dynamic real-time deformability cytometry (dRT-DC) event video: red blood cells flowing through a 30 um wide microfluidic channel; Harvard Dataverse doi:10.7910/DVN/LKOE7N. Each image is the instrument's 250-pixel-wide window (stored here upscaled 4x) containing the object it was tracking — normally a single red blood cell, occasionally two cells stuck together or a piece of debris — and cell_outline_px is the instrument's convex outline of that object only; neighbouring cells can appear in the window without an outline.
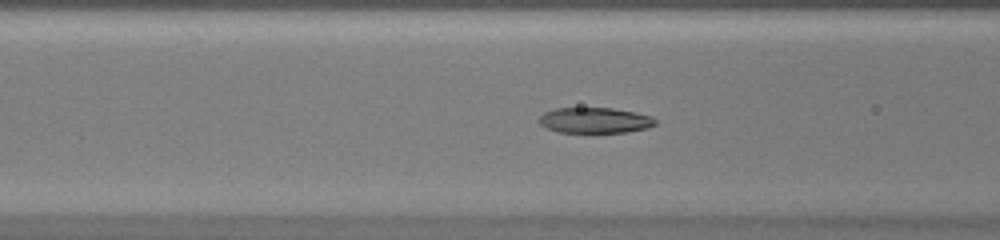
{"species": "common noctule bat (a hibernating species)", "species_latin": "Nyctalus noctula", "temperature_condition": "warm", "stored_images_in_passage": 48, "camera_frame_rate_fps": 3000, "um_per_image_px": 0.085, "animal": {"sex": "female", "body_mass_g": 20.0, "forearm_length_mm": 54.0}, "frame": {"image": 1, "passage_image": 20, "time_ms": 6.333, "image_size_px": [1000, 240], "cell_outline_px": [[656, 124], [648, 128], [628, 132], [596, 136], [560, 132], [548, 128], [540, 124], [536, 120], [544, 112], [556, 108], [612, 108], [636, 112], [652, 116], [656, 120]], "centroid_in_image_um": [50.57, 10.28], "position_along_channel_um": 116.0, "area_um2": 18.38}}
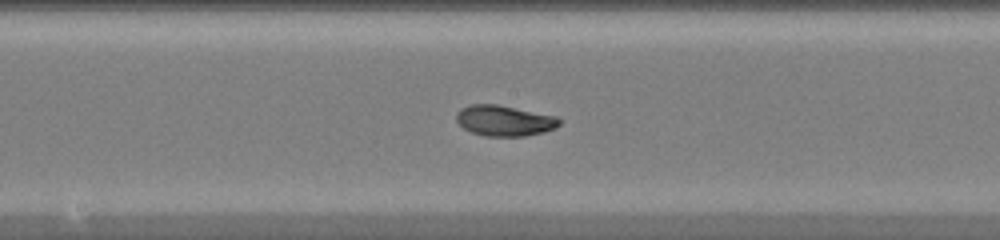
{"frame": {"image": 2, "passage_image": 26, "time_ms": 8.333, "image_size_px": [1000, 240], "cell_outline_px": [[560, 124], [556, 128], [544, 132], [524, 136], [484, 136], [472, 132], [464, 128], [456, 120], [456, 112], [460, 108], [472, 104], [496, 104], [556, 116], [560, 120]], "centroid_in_image_um": [42.86, 10.25], "position_along_channel_um": 205.3, "area_um2": 18.38}}
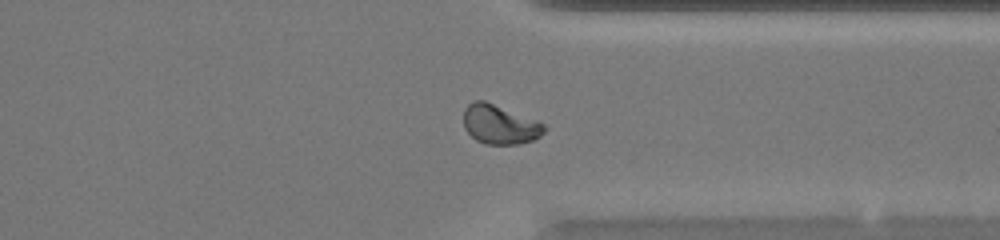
{"frame": {"image": 3, "passage_image": 37, "time_ms": 12.0, "image_size_px": [1000, 240], "cell_outline_px": [[548, 128], [540, 136], [532, 140], [520, 144], [484, 144], [476, 140], [464, 128], [464, 108], [472, 100], [484, 100], [536, 120], [544, 124]], "centroid_in_image_um": [42.47, 10.58], "position_along_channel_um": 368.9, "area_um2": 18.5}}